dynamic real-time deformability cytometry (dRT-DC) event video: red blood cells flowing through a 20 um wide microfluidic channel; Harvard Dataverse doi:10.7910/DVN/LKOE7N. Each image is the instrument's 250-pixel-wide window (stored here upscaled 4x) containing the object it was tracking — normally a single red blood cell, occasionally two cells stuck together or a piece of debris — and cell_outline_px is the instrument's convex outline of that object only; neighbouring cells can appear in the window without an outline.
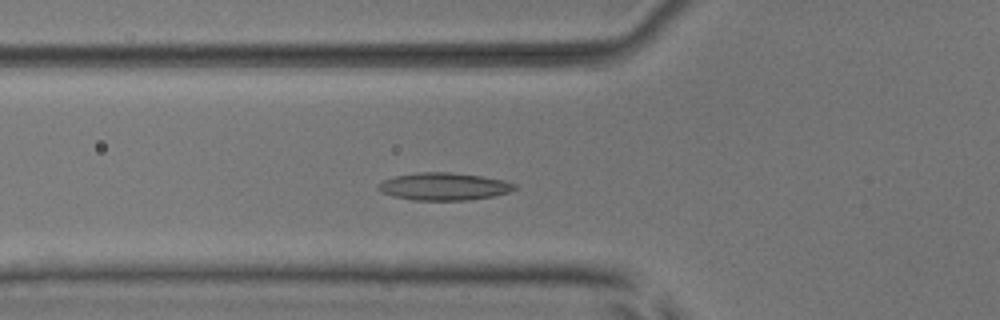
{"species": "common noctule bat (a hibernating species)", "species_latin": "Nyctalus noctula", "temperature_condition": "room temperature", "stored_images_in_passage": 50, "camera_frame_rate_fps": 3000, "um_per_image_px": 0.085, "animal": {"sex": "male", "body_mass_g": 17.9, "forearm_length_mm": 54.2}, "frame": {"image": 1, "passage_image": 16, "time_ms": 5.0, "image_size_px": [1000, 320], "cell_outline_px": [[516, 188], [508, 192], [492, 196], [468, 200], [416, 200], [392, 196], [380, 192], [376, 188], [376, 184], [392, 176], [416, 172], [448, 172], [480, 176], [504, 180], [516, 184]], "centroid_in_image_um": [37.66, 15.84], "position_along_channel_um": 88.1, "area_um2": 21.91}}
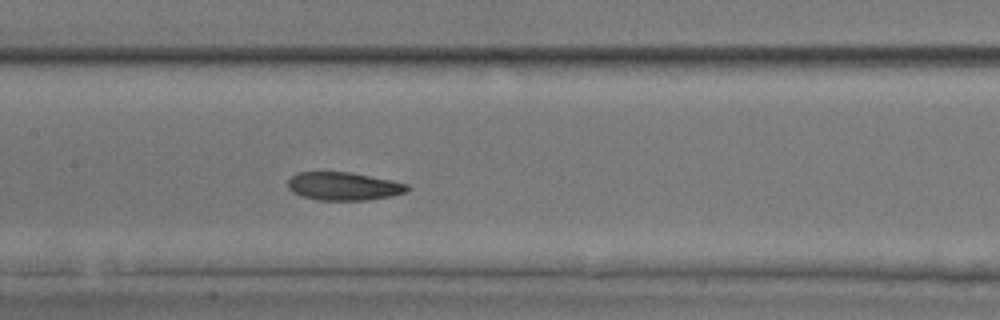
{"frame": {"image": 2, "passage_image": 23, "time_ms": 7.333, "image_size_px": [1000, 320], "cell_outline_px": [[412, 188], [404, 192], [392, 196], [364, 200], [316, 200], [300, 196], [292, 192], [288, 188], [288, 180], [296, 172], [348, 172], [392, 180], [408, 184]], "centroid_in_image_um": [29.19, 15.83], "position_along_channel_um": 178.2, "area_um2": 19.65}}
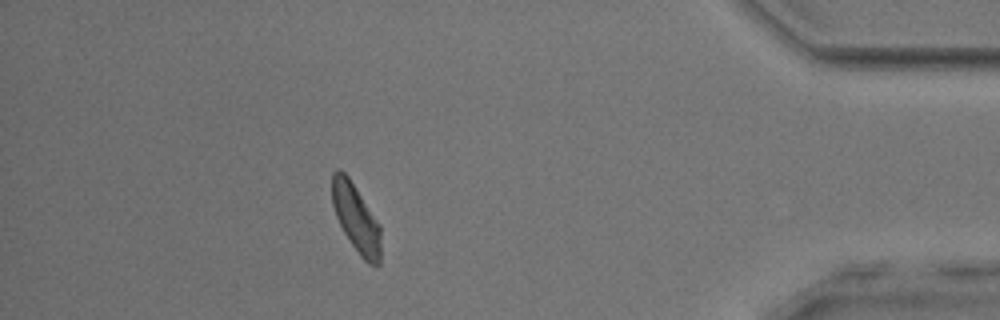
{"frame": {"image": 3, "passage_image": 44, "time_ms": 14.333, "image_size_px": [1000, 320], "cell_outline_px": [[380, 264], [368, 264], [360, 256], [344, 232], [336, 216], [332, 204], [332, 172], [336, 168], [340, 168], [348, 176], [380, 224]], "centroid_in_image_um": [30.25, 18.52], "position_along_channel_um": 404.9, "area_um2": 19.19}, "authors_computed_cell_mechanics": {"area_um2": 19.8832, "velocity_mm_per_s": 3.8648, "shape_relaxation_time_tau1_ms": 5.0472, "shape_relaxation_time_tau2_ms": 2.4526, "deformation_change_tau1": 0.1178, "deformation_change_tau2": 0.0772}}